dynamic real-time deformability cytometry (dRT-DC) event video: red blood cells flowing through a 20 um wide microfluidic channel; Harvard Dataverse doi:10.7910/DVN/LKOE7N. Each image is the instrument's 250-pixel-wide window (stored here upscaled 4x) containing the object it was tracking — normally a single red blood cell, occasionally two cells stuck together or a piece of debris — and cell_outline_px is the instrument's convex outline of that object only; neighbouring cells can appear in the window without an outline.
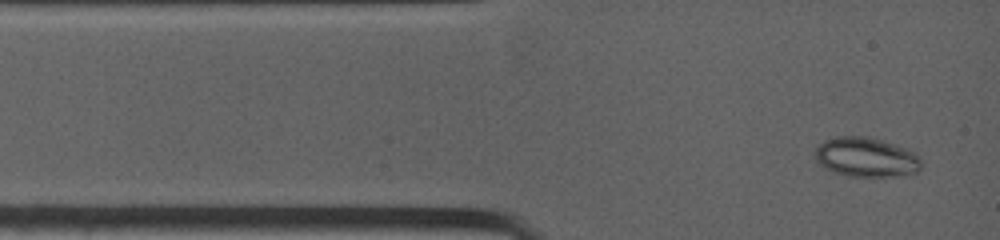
{"species": "common noctule bat (a hibernating species)", "species_latin": "Nyctalus noctula", "temperature_condition": "warm", "stored_images_in_passage": 4, "camera_frame_rate_fps": 4500, "um_per_image_px": 0.085, "animal": {"sex": "female", "body_mass_g": 19.0, "forearm_length_mm": 53.3}, "frame": {"image": 1, "passage_image": 1, "time_ms": 0.0, "image_size_px": [1000, 240], "cell_outline_px": [[920, 168], [916, 172], [896, 176], [848, 176], [832, 172], [824, 168], [816, 160], [816, 144], [824, 140], [836, 136], [868, 136], [916, 152], [920, 156]], "centroid_in_image_um": [73.58, 13.36], "position_along_channel_um": 11.4, "area_um2": 24.51}}